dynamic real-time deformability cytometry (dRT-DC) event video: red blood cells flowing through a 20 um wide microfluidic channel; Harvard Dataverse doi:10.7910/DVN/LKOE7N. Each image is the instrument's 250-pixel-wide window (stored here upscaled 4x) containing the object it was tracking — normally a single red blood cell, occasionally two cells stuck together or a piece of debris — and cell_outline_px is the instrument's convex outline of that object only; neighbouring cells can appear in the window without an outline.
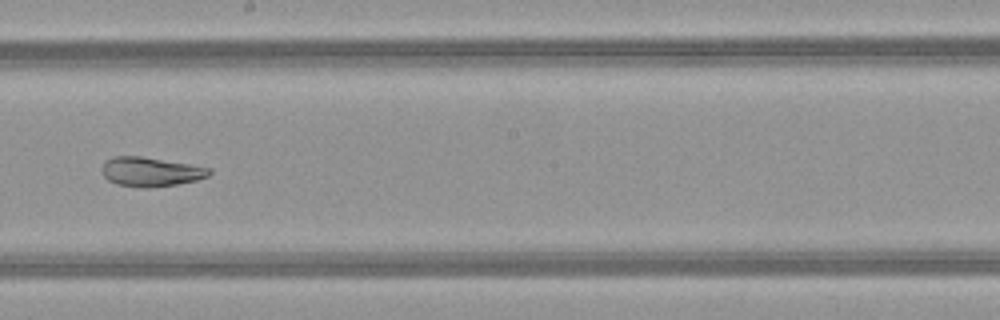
{"species": "common noctule bat (a hibernating species)", "species_latin": "Nyctalus noctula", "temperature_condition": "warm", "stored_images_in_passage": 38, "camera_frame_rate_fps": 3000, "um_per_image_px": 0.085, "animal": {"sex": "female", "body_mass_g": 21.9}, "frame": {"image": 1, "passage_image": 17, "time_ms": 5.333, "image_size_px": [1000, 320], "cell_outline_px": [[212, 172], [208, 176], [196, 180], [176, 184], [148, 188], [116, 184], [108, 180], [104, 176], [100, 168], [104, 160], [112, 156], [140, 156], [192, 164], [212, 168]], "centroid_in_image_um": [12.79, 14.58], "position_along_channel_um": 235.4, "area_um2": 18.5}, "authors_computed_cell_mechanics": {"area_um2": 21.3571, "velocity_mm_per_s": 4.0784, "shape_relaxation_time_tau1_ms": null, "shape_relaxation_time_tau2_ms": 2.4903, "deformation_change_tau1": null, "deformation_change_tau2": 0.0777}}